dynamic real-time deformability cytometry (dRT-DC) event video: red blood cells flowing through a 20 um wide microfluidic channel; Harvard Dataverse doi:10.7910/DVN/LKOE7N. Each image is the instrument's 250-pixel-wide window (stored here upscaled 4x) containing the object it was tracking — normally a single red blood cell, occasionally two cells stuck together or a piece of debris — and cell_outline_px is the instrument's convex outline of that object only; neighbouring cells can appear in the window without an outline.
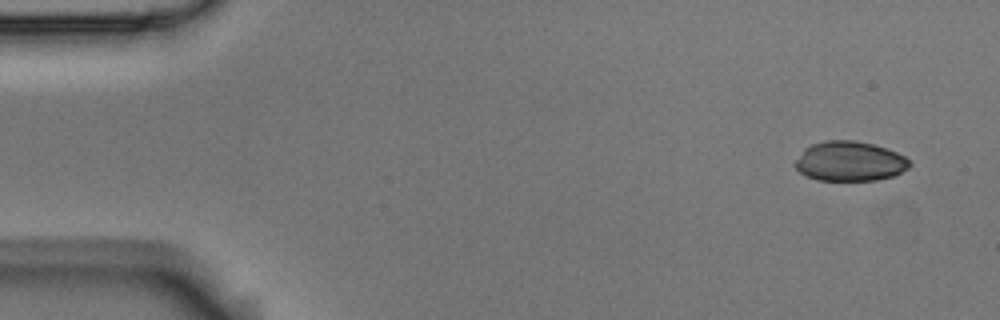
{"species": "Egyptian fruit bat (a non-hibernating species)", "species_latin": "Rousettus aegyptiacus", "temperature_condition": "room temperature", "stored_images_in_passage": 5, "camera_frame_rate_fps": 3000, "um_per_image_px": 0.085, "animal": {"sex": "male"}, "frame": {"image": 1, "passage_image": 1, "time_ms": 0.0, "image_size_px": [1000, 320], "cell_outline_px": [[912, 164], [908, 168], [892, 176], [876, 180], [816, 180], [800, 172], [792, 164], [804, 148], [812, 144], [824, 140], [856, 140], [872, 144], [896, 152], [904, 156]], "centroid_in_image_um": [72.19, 13.7], "position_along_channel_um": 12.8, "area_um2": 26.47}}
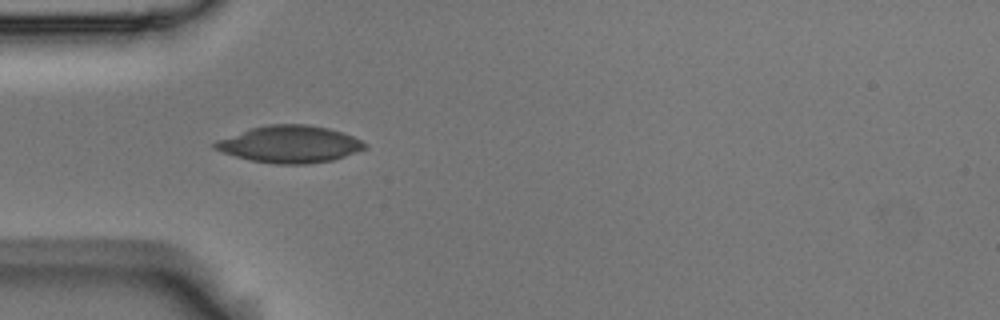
{"frame": {"image": 2, "passage_image": 5, "time_ms": 1.333, "image_size_px": [1000, 320], "cell_outline_px": [[368, 148], [332, 160], [308, 164], [276, 164], [252, 160], [236, 156], [212, 148], [212, 144], [216, 140], [252, 128], [268, 124], [304, 124], [328, 128], [352, 136], [368, 144]], "centroid_in_image_um": [24.64, 12.26], "position_along_channel_um": 60.4, "area_um2": 32.08}}